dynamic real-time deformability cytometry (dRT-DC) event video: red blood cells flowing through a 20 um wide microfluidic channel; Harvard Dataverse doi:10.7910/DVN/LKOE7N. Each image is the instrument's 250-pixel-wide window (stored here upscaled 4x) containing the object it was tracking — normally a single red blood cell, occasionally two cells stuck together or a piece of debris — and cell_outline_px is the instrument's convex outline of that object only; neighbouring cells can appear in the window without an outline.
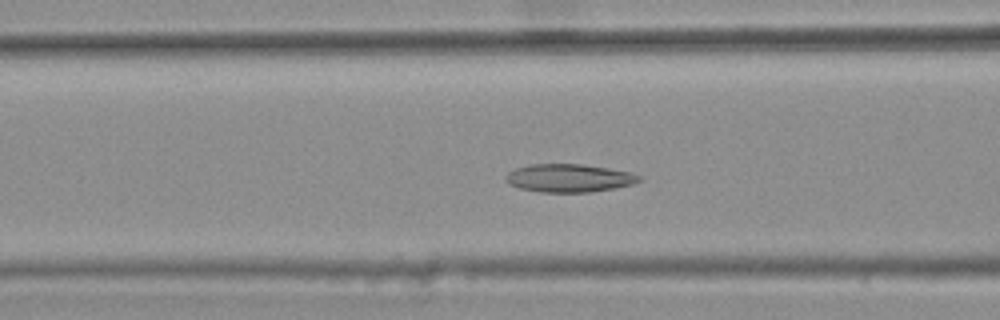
{"species": "common noctule bat (a hibernating species)", "species_latin": "Nyctalus noctula", "temperature_condition": "warm", "stored_images_in_passage": 42, "camera_frame_rate_fps": 3000, "um_per_image_px": 0.085, "animal": {"sex": "female", "body_mass_g": 25.1}, "frame": {"image": 1, "passage_image": 18, "time_ms": 5.667, "image_size_px": [1000, 320], "cell_outline_px": [[640, 180], [632, 184], [592, 192], [540, 192], [520, 188], [508, 184], [504, 176], [508, 172], [516, 168], [528, 164], [580, 164], [608, 168], [632, 172], [640, 176]], "centroid_in_image_um": [48.33, 15.13], "position_along_channel_um": 118.3, "area_um2": 21.79}}
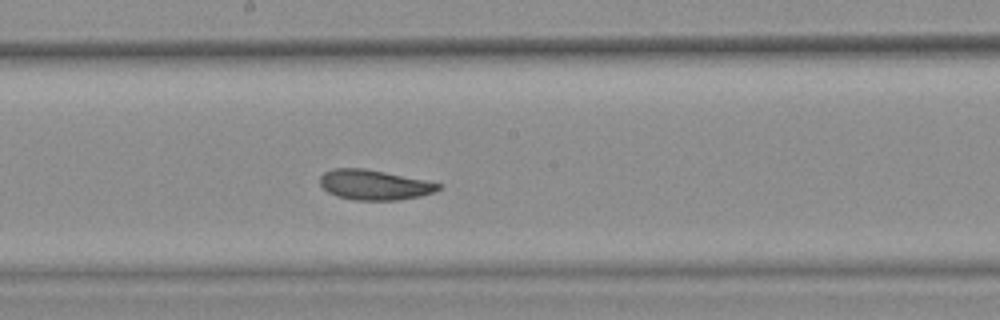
{"frame": {"image": 2, "passage_image": 26, "time_ms": 8.333, "image_size_px": [1000, 320], "cell_outline_px": [[444, 184], [440, 188], [432, 192], [420, 196], [396, 200], [352, 200], [336, 196], [328, 192], [320, 184], [320, 176], [324, 172], [332, 168], [364, 168]], "centroid_in_image_um": [31.78, 15.71], "position_along_channel_um": 216.4, "area_um2": 20.63}}
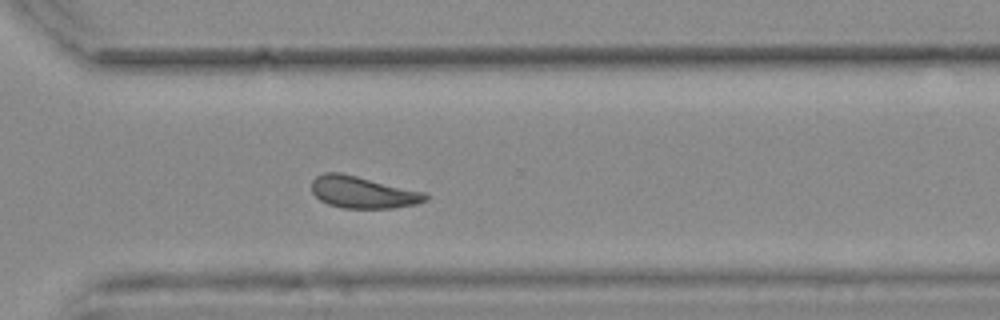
{"frame": {"image": 3, "passage_image": 36, "time_ms": 11.667, "image_size_px": [1000, 320], "cell_outline_px": [[428, 200], [416, 204], [392, 208], [344, 208], [328, 204], [320, 200], [312, 192], [312, 180], [316, 176], [324, 172], [340, 172], [428, 192]], "centroid_in_image_um": [30.87, 16.33], "position_along_channel_um": 339.7, "area_um2": 21.39}, "authors_computed_cell_mechanics": {"area_um2": 21.7039, "velocity_mm_per_s": 3.6922, "shape_relaxation_time_tau1_ms": 6.8876, "shape_relaxation_time_tau2_ms": 4.3197, "deformation_change_tau1": 0.1345, "deformation_change_tau2": 0.0876}}